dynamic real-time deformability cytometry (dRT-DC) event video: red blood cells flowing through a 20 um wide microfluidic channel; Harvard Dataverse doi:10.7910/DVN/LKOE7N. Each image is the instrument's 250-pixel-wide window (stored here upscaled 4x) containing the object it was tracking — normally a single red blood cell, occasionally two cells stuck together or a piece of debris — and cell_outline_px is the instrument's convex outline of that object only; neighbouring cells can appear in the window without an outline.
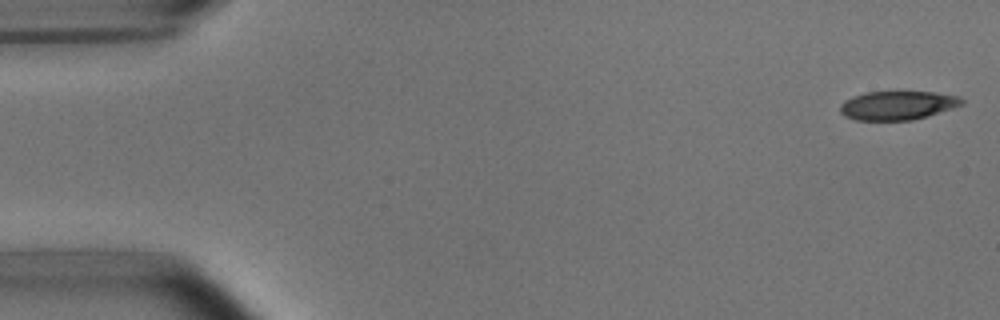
{"species": "common noctule bat (a hibernating species)", "species_latin": "Nyctalus noctula", "temperature_condition": "room temperature", "stored_images_in_passage": 52, "camera_frame_rate_fps": 3000, "um_per_image_px": 0.085, "animal": {"sex": "male", "body_mass_g": 15.6}, "frame": {"image": 1, "passage_image": 1, "time_ms": 0.0, "image_size_px": [1000, 320], "cell_outline_px": [[964, 104], [952, 108], [912, 120], [856, 120], [844, 116], [840, 112], [840, 104], [844, 100], [852, 96], [868, 92], [936, 92], [960, 96], [964, 100]], "centroid_in_image_um": [76.28, 8.95], "position_along_channel_um": 8.7, "area_um2": 20.4}}
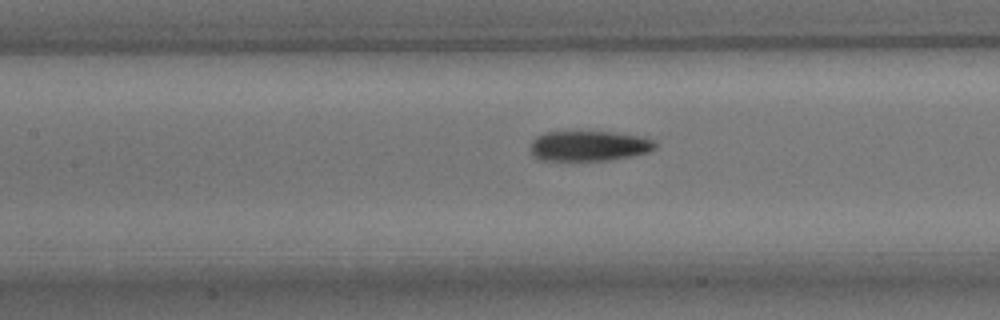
{"frame": {"image": 2, "passage_image": 23, "time_ms": 7.333, "image_size_px": [1000, 320], "cell_outline_px": [[656, 148], [648, 152], [608, 160], [536, 160], [532, 156], [532, 140], [536, 136], [544, 132], [612, 132], [640, 136], [656, 140]], "centroid_in_image_um": [50.05, 12.4], "position_along_channel_um": 157.3, "area_um2": 21.91}}
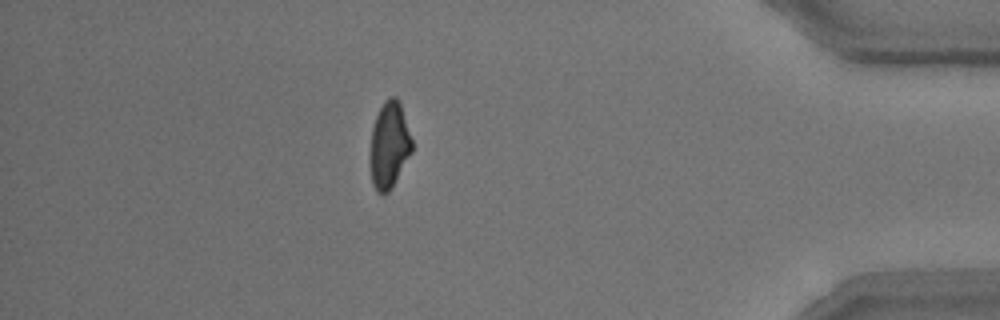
{"frame": {"image": 3, "passage_image": 46, "time_ms": 15.0, "image_size_px": [1000, 320], "cell_outline_px": [[412, 152], [392, 188], [384, 196], [376, 192], [372, 184], [368, 156], [372, 128], [376, 116], [384, 100], [388, 96], [396, 96], [400, 104], [412, 140]], "centroid_in_image_um": [33.04, 12.39], "position_along_channel_um": 402.2, "area_um2": 21.5}, "authors_computed_cell_mechanics": {"area_um2": 22.1085, "velocity_mm_per_s": 3.7527, "shape_relaxation_time_tau1_ms": 3.665, "shape_relaxation_time_tau2_ms": 4.9108, "deformation_change_tau1": 0.148, "deformation_change_tau2": 0.1204}}